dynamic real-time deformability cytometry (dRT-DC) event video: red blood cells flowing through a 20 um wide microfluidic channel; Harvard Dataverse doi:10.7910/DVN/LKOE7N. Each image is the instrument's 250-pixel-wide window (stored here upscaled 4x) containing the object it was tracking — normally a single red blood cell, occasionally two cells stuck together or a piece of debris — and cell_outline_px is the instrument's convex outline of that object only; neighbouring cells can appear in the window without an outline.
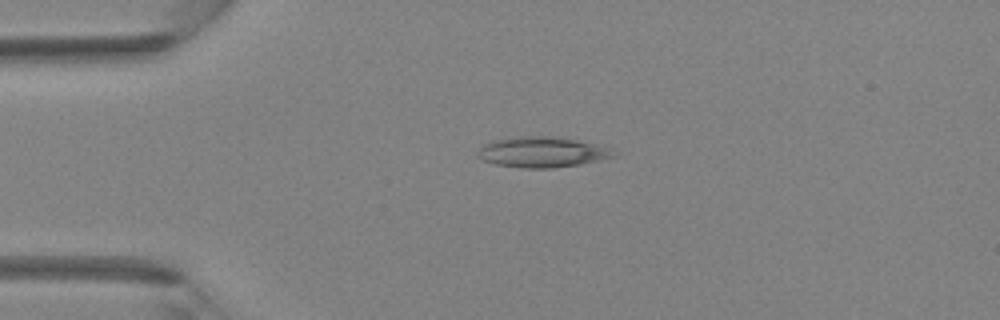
{"species": "Egyptian fruit bat (a non-hibernating species)", "species_latin": "Rousettus aegyptiacus", "temperature_condition": "room temperature", "stored_images_in_passage": 4, "camera_frame_rate_fps": 3000, "um_per_image_px": 0.085, "animal": {"sex": "female"}, "frame": {"image": 1, "passage_image": 3, "time_ms": 2.333, "image_size_px": [1000, 320], "cell_outline_px": [[616, 156], [580, 164], [552, 168], [524, 168], [496, 164], [480, 160], [476, 156], [476, 152], [484, 144], [496, 140], [520, 136], [548, 136], [576, 140], [612, 148]], "centroid_in_image_um": [46.04, 12.93], "position_along_channel_um": 39.0, "area_um2": 23.99}}
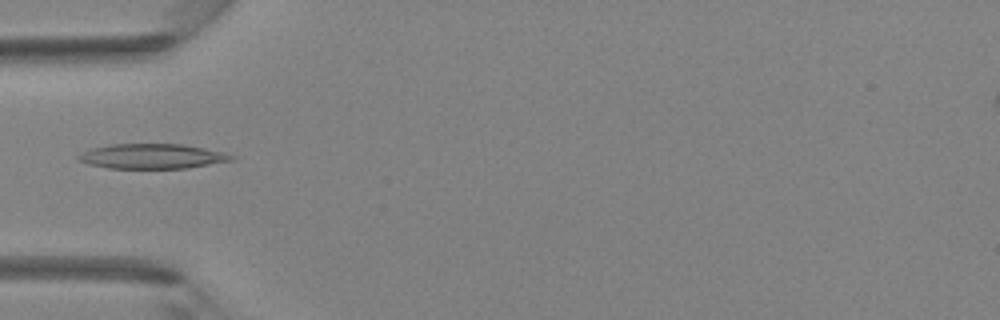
{"frame": {"image": 2, "passage_image": 4, "time_ms": 3.667, "image_size_px": [1000, 320], "cell_outline_px": [[236, 156], [232, 160], [188, 168], [108, 168], [88, 164], [76, 160], [76, 156], [92, 148], [112, 144], [184, 144], [224, 152]], "centroid_in_image_um": [12.92, 13.28], "position_along_channel_um": 72.1, "area_um2": 22.14}}